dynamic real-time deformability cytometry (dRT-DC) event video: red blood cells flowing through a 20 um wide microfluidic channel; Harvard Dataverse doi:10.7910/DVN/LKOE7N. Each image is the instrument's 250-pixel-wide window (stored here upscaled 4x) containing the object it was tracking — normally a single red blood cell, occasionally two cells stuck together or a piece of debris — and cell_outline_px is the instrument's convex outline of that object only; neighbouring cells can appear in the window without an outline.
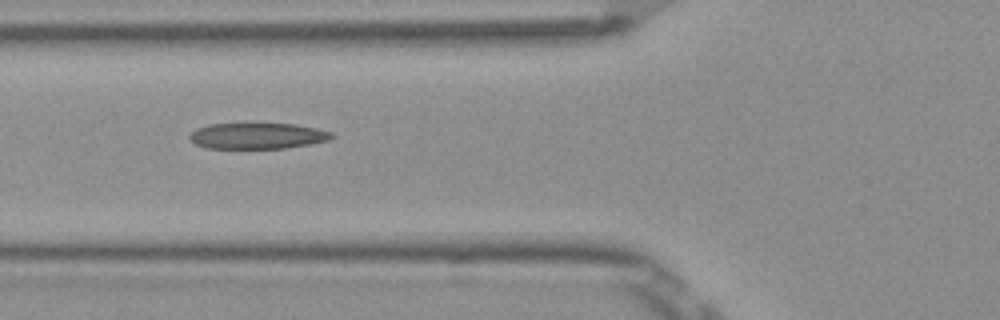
{"species": "Egyptian fruit bat (a non-hibernating species)", "species_latin": "Rousettus aegyptiacus", "temperature_condition": "room temperature", "stored_images_in_passage": 8, "camera_frame_rate_fps": 3000, "um_per_image_px": 0.085, "frame": {"image": 1, "passage_image": 6, "time_ms": 1.667, "image_size_px": [1000, 320], "cell_outline_px": [[336, 136], [328, 140], [312, 144], [284, 148], [208, 148], [196, 144], [188, 136], [196, 128], [208, 124], [244, 120], [296, 124], [316, 128], [332, 132]], "centroid_in_image_um": [21.88, 11.48], "position_along_channel_um": 103.9, "area_um2": 22.72}}
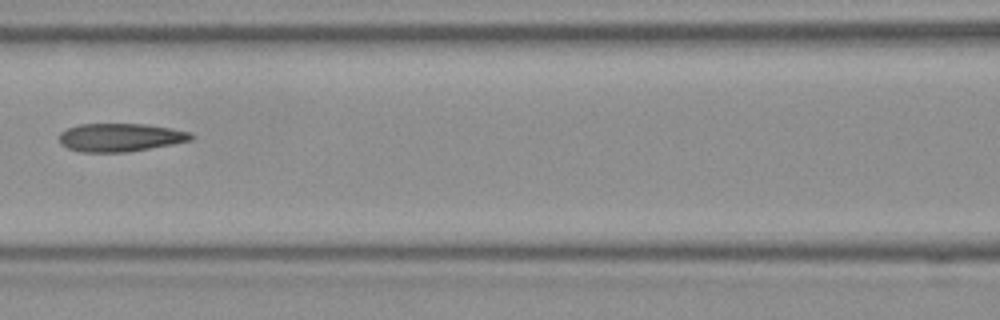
{"frame": {"image": 2, "passage_image": 7, "time_ms": 2.0, "image_size_px": [1000, 320], "cell_outline_px": [[196, 136], [192, 140], [172, 144], [128, 152], [80, 152], [68, 148], [60, 144], [56, 136], [60, 132], [68, 128], [80, 124], [148, 124], [172, 128], [192, 132]], "centroid_in_image_um": [10.22, 11.68], "position_along_channel_um": 156.4, "area_um2": 22.02}}
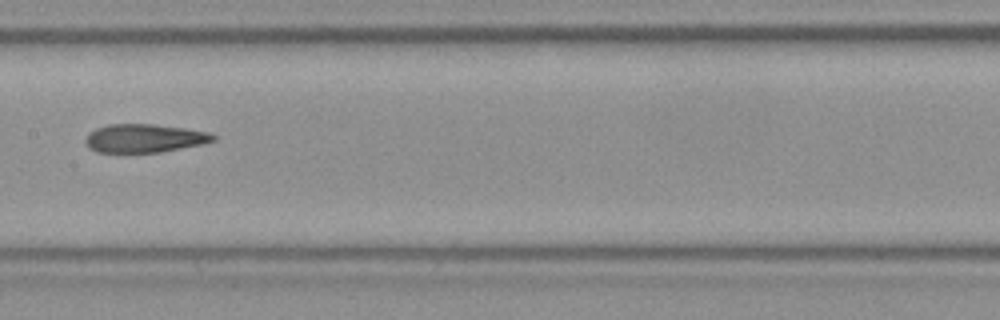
{"frame": {"image": 3, "passage_image": 8, "time_ms": 2.333, "image_size_px": [1000, 320], "cell_outline_px": [[216, 140], [204, 144], [160, 152], [96, 152], [88, 148], [84, 140], [88, 132], [96, 128], [108, 124], [152, 124], [184, 128], [208, 132], [216, 136]], "centroid_in_image_um": [12.25, 11.75], "position_along_channel_um": 195.2, "area_um2": 21.27}}